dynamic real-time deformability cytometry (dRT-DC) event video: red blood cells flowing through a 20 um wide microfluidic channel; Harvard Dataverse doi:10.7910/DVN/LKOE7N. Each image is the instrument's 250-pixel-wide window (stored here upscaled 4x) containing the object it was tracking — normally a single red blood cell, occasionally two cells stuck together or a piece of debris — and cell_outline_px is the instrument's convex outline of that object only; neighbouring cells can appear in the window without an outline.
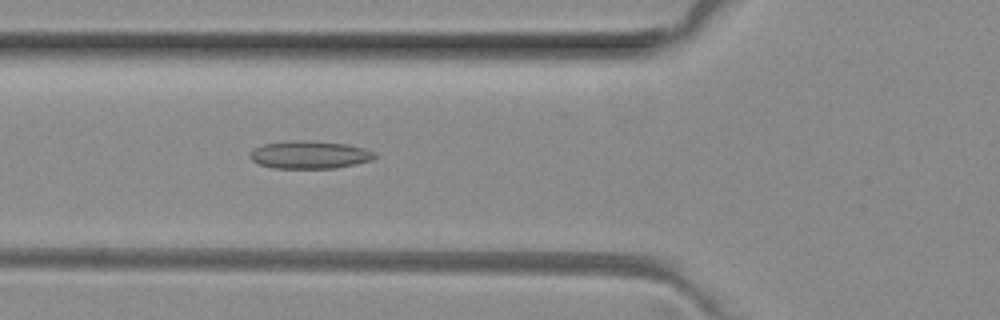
{"species": "common noctule bat (a hibernating species)", "species_latin": "Nyctalus noctula", "temperature_condition": "room temperature", "stored_images_in_passage": 50, "camera_frame_rate_fps": 3000, "um_per_image_px": 0.085, "animal": {"sex": "female", "body_mass_g": 29.2, "forearm_length_mm": 56.3}, "frame": {"image": 1, "passage_image": 18, "time_ms": 5.667, "image_size_px": [1000, 320], "cell_outline_px": [[376, 156], [372, 160], [356, 164], [336, 168], [272, 168], [260, 164], [252, 160], [248, 156], [248, 152], [264, 144], [288, 140], [304, 140], [348, 144], [364, 148], [376, 152]], "centroid_in_image_um": [26.32, 13.15], "position_along_channel_um": 99.5, "area_um2": 20.35}}
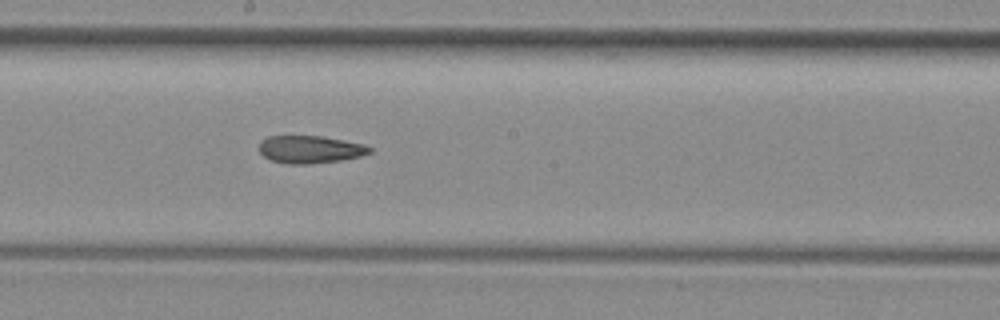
{"frame": {"image": 2, "passage_image": 27, "time_ms": 8.667, "image_size_px": [1000, 320], "cell_outline_px": [[372, 152], [360, 156], [340, 160], [308, 164], [288, 164], [272, 160], [264, 156], [256, 148], [260, 140], [268, 136], [324, 136], [364, 144], [372, 148]], "centroid_in_image_um": [26.32, 12.69], "position_along_channel_um": 221.9, "area_um2": 17.92}}
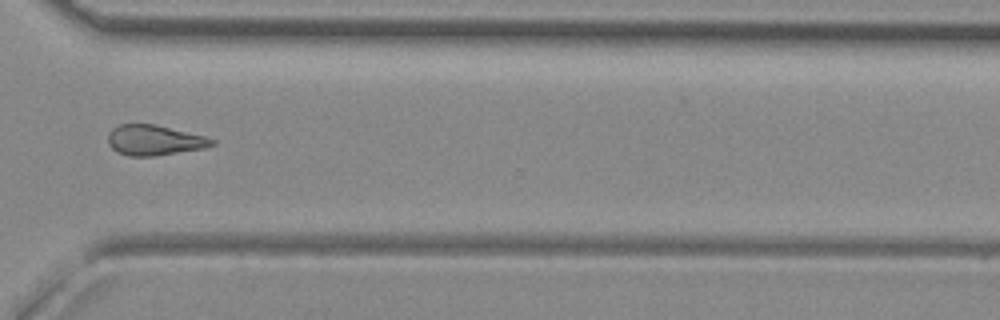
{"frame": {"image": 3, "passage_image": 37, "time_ms": 12.0, "image_size_px": [1000, 320], "cell_outline_px": [[216, 144], [204, 148], [156, 156], [128, 156], [116, 152], [108, 144], [108, 132], [112, 128], [120, 124], [156, 124], [204, 136], [216, 140]], "centroid_in_image_um": [13.1, 11.92], "position_along_channel_um": 357.5, "area_um2": 18.5}, "authors_computed_cell_mechanics": {"area_um2": 19.2763, "velocity_mm_per_s": 4.0692, "shape_relaxation_time_tau1_ms": null, "shape_relaxation_time_tau2_ms": 4.716, "deformation_change_tau1": null, "deformation_change_tau2": 0.1351}}